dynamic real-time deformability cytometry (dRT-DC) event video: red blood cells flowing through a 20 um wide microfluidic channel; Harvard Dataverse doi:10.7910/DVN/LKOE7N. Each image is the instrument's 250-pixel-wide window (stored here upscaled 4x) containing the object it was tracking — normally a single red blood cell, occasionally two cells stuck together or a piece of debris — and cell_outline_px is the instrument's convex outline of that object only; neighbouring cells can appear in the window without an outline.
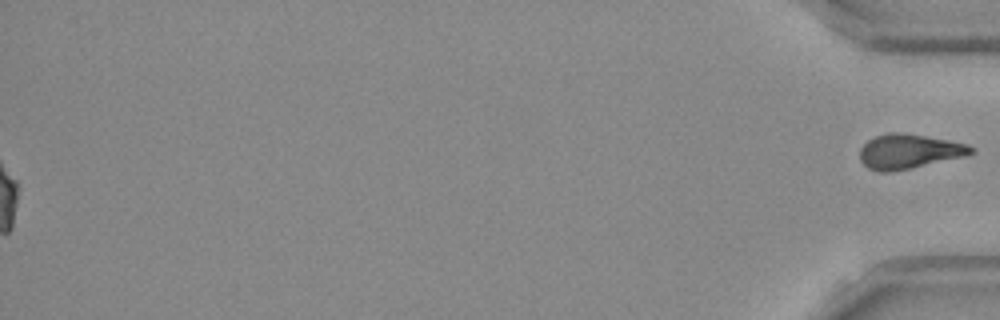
{"species": "Egyptian fruit bat (a non-hibernating species)", "species_latin": "Rousettus aegyptiacus", "temperature_condition": "room temperature", "stored_images_in_passage": 46, "segment_of_instrument_passage": [2, 2], "camera_frame_rate_fps": 3000, "um_per_image_px": 0.085, "frame": {"image": 1, "passage_image": 46, "time_ms": 15.0, "image_size_px": [1000, 320], "cell_outline_px": [[976, 152], [964, 156], [908, 168], [888, 172], [880, 172], [868, 168], [860, 160], [860, 148], [868, 140], [876, 136], [888, 132], [900, 132], [924, 136], [968, 144], [976, 148]], "centroid_in_image_um": [77.25, 12.86], "position_along_channel_um": 357.9, "area_um2": 22.08}}